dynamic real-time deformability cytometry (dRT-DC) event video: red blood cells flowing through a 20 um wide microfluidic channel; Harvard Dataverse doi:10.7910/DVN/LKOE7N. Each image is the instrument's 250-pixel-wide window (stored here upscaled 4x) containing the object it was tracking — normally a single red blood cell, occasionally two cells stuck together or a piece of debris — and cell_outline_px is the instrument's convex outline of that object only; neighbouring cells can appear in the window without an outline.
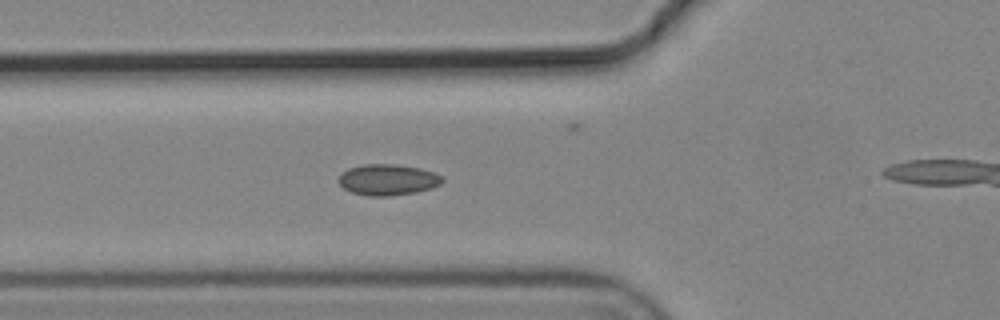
{"species": "common noctule bat (a hibernating species)", "species_latin": "Nyctalus noctula", "temperature_condition": "cold", "stored_images_in_passage": 6, "camera_frame_rate_fps": 3000, "um_per_image_px": 0.085, "animal": {"sex": "male", "body_mass_g": 19.2, "forearm_length_mm": 51.8}, "frame": {"image": 1, "passage_image": 5, "time_ms": 1.333, "image_size_px": [1000, 320], "cell_outline_px": [[444, 180], [440, 184], [432, 188], [416, 192], [388, 196], [368, 196], [352, 192], [344, 188], [336, 180], [340, 172], [348, 168], [364, 164], [396, 164], [420, 168], [444, 176]], "centroid_in_image_um": [32.94, 15.27], "position_along_channel_um": 92.9, "area_um2": 18.96}}